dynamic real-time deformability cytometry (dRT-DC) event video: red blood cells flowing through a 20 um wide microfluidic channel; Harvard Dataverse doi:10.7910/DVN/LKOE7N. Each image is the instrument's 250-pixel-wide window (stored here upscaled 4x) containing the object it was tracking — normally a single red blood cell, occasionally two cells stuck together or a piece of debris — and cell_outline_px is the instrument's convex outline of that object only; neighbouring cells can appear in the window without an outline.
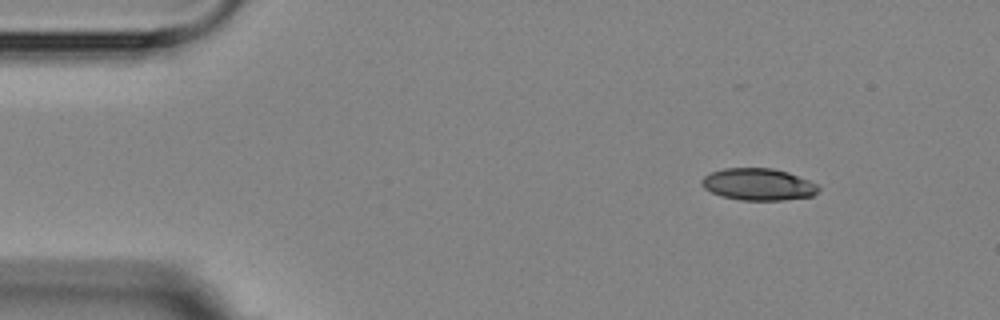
{"species": "Egyptian fruit bat (a non-hibernating species)", "species_latin": "Rousettus aegyptiacus", "temperature_condition": "room temperature", "stored_images_in_passage": 5, "camera_frame_rate_fps": 3000, "um_per_image_px": 0.085, "animal": {"sex": "female"}, "frame": {"image": 1, "passage_image": 2, "time_ms": 1.0, "image_size_px": [1000, 320], "cell_outline_px": [[820, 188], [812, 196], [784, 200], [740, 200], [720, 196], [704, 188], [700, 184], [700, 180], [704, 176], [712, 172], [724, 168], [772, 168], [788, 172], [808, 180], [816, 184]], "centroid_in_image_um": [64.42, 15.67], "position_along_channel_um": 20.6, "area_um2": 21.73}}
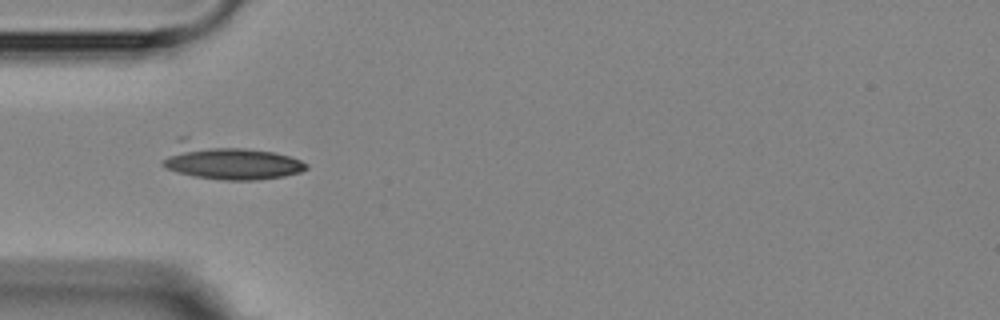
{"frame": {"image": 2, "passage_image": 5, "time_ms": 4.333, "image_size_px": [1000, 320], "cell_outline_px": [[308, 168], [300, 172], [284, 176], [256, 180], [224, 180], [196, 176], [180, 172], [168, 168], [160, 164], [176, 136], [188, 136], [272, 152], [288, 156], [300, 160], [308, 164]], "centroid_in_image_um": [19.34, 13.66], "position_along_channel_um": 65.7, "area_um2": 30.63}}